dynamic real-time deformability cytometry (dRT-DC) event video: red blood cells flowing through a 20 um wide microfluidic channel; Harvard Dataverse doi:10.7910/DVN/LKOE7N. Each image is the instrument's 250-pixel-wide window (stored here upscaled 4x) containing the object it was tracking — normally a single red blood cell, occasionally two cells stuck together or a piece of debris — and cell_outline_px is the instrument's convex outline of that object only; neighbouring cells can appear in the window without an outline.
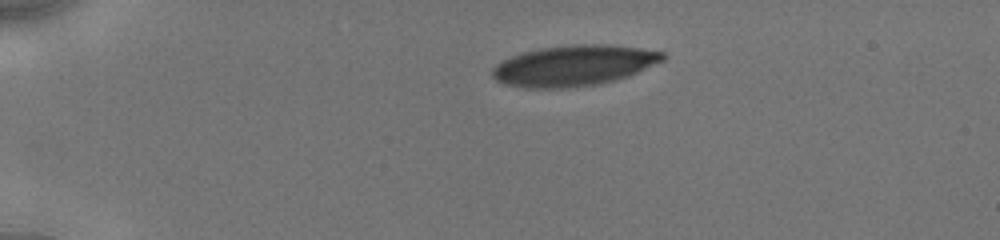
{"species": "human", "species_latin": "Homo sapiens", "temperature_condition": "cold", "stored_images_in_passage": 54, "camera_frame_rate_fps": 3000, "um_per_image_px": 0.085, "donor": {"sex": "male"}, "frame": {"image": 1, "passage_image": 1, "time_ms": 0.0, "image_size_px": [1000, 240], "cell_outline_px": [[664, 60], [628, 76], [616, 80], [600, 84], [564, 88], [524, 88], [504, 84], [496, 80], [492, 76], [492, 68], [496, 64], [512, 56], [524, 52], [544, 48], [572, 44], [604, 44], [640, 48], [664, 52]], "centroid_in_image_um": [48.77, 5.58], "position_along_channel_um": 36.2, "area_um2": 40.29}}
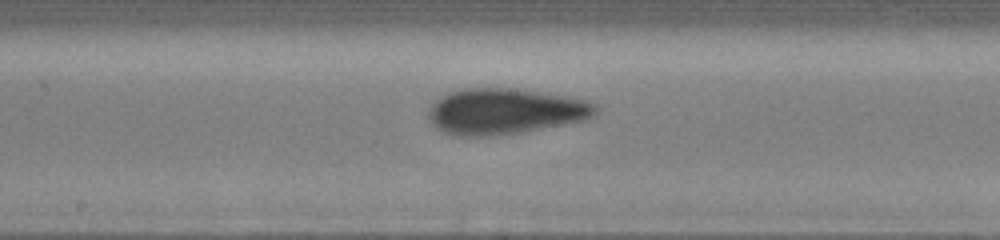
{"frame": {"image": 2, "passage_image": 25, "time_ms": 6.0, "image_size_px": [1000, 240], "cell_outline_px": [[596, 112], [592, 116], [584, 120], [520, 132], [480, 136], [460, 136], [444, 132], [436, 128], [432, 124], [428, 116], [428, 108], [432, 100], [448, 92], [464, 88], [504, 88], [536, 92], [564, 96], [584, 100], [596, 104]], "centroid_in_image_um": [42.82, 9.46], "position_along_channel_um": 205.4, "area_um2": 44.1}}
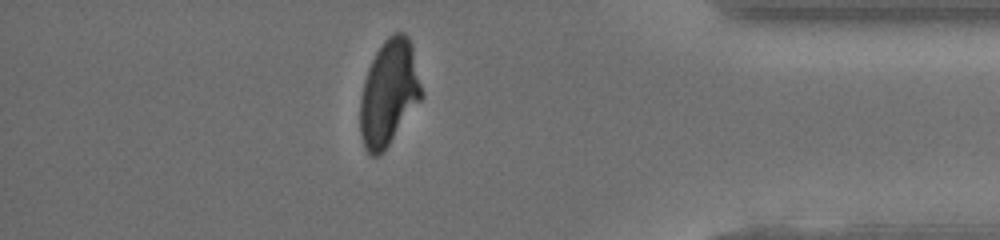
{"frame": {"image": 3, "passage_image": 42, "time_ms": 11.667, "image_size_px": [1000, 240], "cell_outline_px": [[424, 96], [384, 152], [380, 156], [368, 156], [364, 148], [360, 136], [360, 96], [364, 80], [368, 68], [376, 52], [384, 40], [388, 36], [396, 32], [404, 32], [408, 36], [412, 44]], "centroid_in_image_um": [33.06, 7.93], "position_along_channel_um": 402.1, "area_um2": 38.38}, "authors_computed_cell_mechanics": {"area_um2": 41.327, "velocity_mm_per_s": 3.9164, "shape_relaxation_time_tau1_ms": 4.5954, "shape_relaxation_time_tau2_ms": 1.7911, "deformation_change_tau1": 0.1438, "deformation_change_tau2": 0.0595}}